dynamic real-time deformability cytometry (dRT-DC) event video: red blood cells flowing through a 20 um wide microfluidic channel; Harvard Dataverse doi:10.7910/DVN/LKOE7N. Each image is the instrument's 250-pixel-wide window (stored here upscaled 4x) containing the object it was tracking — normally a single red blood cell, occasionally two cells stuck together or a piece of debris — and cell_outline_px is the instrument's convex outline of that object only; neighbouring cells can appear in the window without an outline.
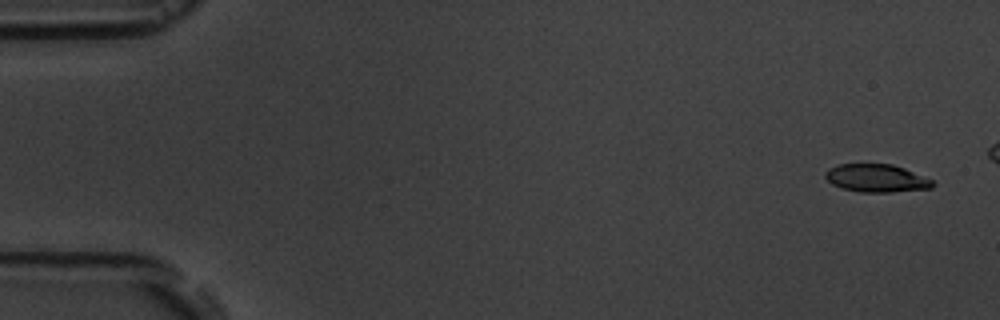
{"species": "common noctule bat (a hibernating species)", "species_latin": "Nyctalus noctula", "temperature_condition": "room temperature", "stored_images_in_passage": 6, "camera_frame_rate_fps": 3000, "um_per_image_px": 0.085, "animal": {"sex": "male", "body_mass_g": 19.5, "forearm_length_mm": 54.6}, "frame": {"image": 1, "passage_image": 1, "time_ms": 0.0, "image_size_px": [1000, 320], "cell_outline_px": [[936, 184], [932, 188], [892, 192], [860, 192], [840, 188], [832, 184], [824, 176], [824, 172], [828, 168], [840, 164], [892, 164], [904, 168], [932, 180]], "centroid_in_image_um": [74.48, 15.15], "position_along_channel_um": 10.5, "area_um2": 17.51}}